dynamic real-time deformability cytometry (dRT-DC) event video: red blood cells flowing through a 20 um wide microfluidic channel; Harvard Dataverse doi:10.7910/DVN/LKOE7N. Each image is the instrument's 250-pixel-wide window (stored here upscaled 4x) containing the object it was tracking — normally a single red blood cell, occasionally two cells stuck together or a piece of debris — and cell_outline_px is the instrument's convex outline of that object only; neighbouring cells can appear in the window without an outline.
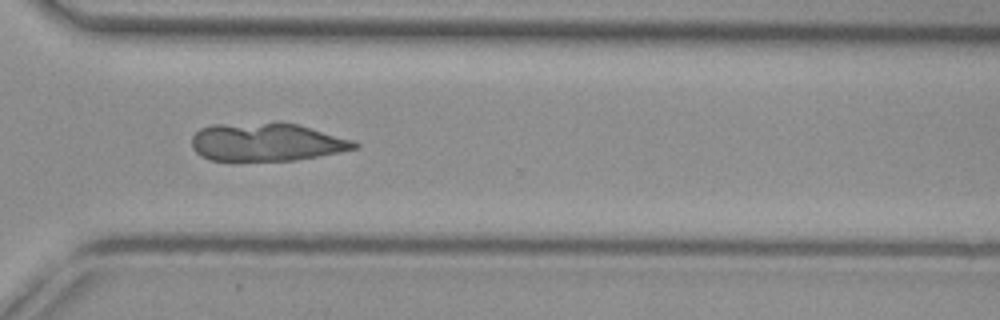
{"species": "common noctule bat (a hibernating species)", "species_latin": "Nyctalus noctula", "temperature_condition": "cold", "stored_images_in_passage": 44, "camera_frame_rate_fps": 3000, "um_per_image_px": 0.085, "animal": {"sex": "female", "body_mass_g": 29.2, "forearm_length_mm": 56.3}, "frame": {"image": 1, "passage_image": 34, "time_ms": 11.0, "image_size_px": [1000, 320], "cell_outline_px": [[360, 144], [356, 148], [340, 152], [296, 160], [208, 160], [200, 156], [192, 148], [192, 136], [200, 128], [212, 124], [296, 124], [352, 140]], "centroid_in_image_um": [22.61, 12.1], "position_along_channel_um": 348.0, "area_um2": 35.37}}